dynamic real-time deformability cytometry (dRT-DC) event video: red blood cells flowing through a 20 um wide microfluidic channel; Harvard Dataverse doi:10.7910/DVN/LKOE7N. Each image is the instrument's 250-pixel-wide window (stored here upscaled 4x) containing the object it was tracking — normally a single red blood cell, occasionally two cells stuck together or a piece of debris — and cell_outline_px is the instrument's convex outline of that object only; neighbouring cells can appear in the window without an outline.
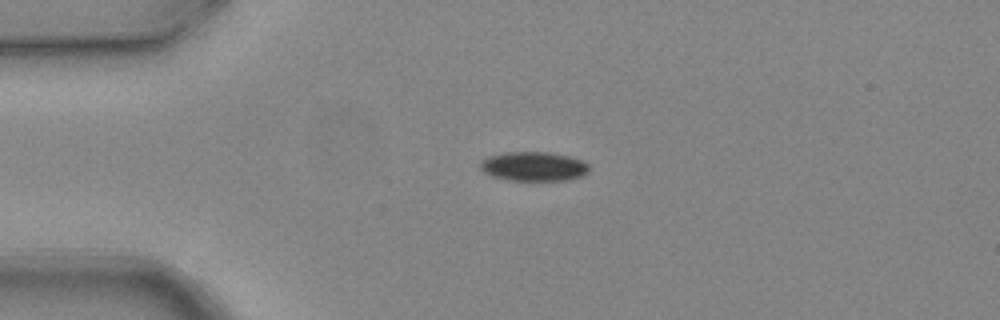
{"species": "common noctule bat (a hibernating species)", "species_latin": "Nyctalus noctula", "temperature_condition": "warm", "stored_images_in_passage": 5, "camera_frame_rate_fps": 3000, "um_per_image_px": 0.085, "animal": {"sex": "female", "body_mass_g": 24.6, "forearm_length_mm": 56.2}, "frame": {"image": 1, "passage_image": 4, "time_ms": 1.0, "image_size_px": [1000, 320], "cell_outline_px": [[588, 172], [584, 176], [568, 180], [508, 180], [492, 176], [484, 172], [480, 168], [480, 160], [488, 156], [504, 152], [548, 152], [568, 156], [580, 160], [588, 164]], "centroid_in_image_um": [45.34, 14.14], "position_along_channel_um": 39.7, "area_um2": 18.61}}